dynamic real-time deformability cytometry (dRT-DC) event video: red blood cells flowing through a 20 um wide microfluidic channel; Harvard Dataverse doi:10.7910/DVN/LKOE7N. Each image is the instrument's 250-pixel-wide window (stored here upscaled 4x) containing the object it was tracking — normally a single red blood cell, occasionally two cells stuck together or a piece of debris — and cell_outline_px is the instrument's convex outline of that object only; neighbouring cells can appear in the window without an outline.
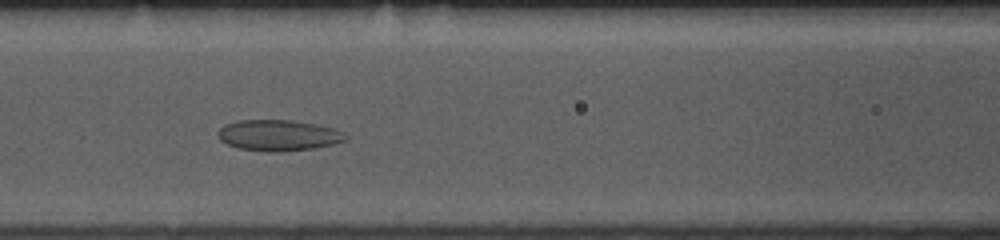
{"species": "common noctule bat (a hibernating species)", "species_latin": "Nyctalus noctula", "temperature_condition": "room temperature", "stored_images_in_passage": 47, "camera_frame_rate_fps": 3000, "um_per_image_px": 0.085, "animal": {"sex": "female", "body_mass_g": 10.0, "forearm_length_mm": 53.1}, "frame": {"image": 1, "passage_image": 17, "time_ms": 5.333, "image_size_px": [1000, 240], "cell_outline_px": [[348, 136], [344, 140], [332, 144], [316, 148], [272, 152], [240, 148], [228, 144], [220, 140], [216, 132], [224, 124], [236, 120], [292, 120], [316, 124], [332, 128], [344, 132]], "centroid_in_image_um": [23.64, 11.49], "position_along_channel_um": 143.0, "area_um2": 22.95}}
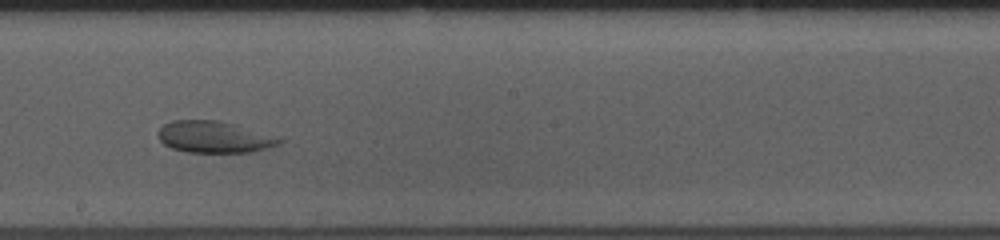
{"frame": {"image": 2, "passage_image": 24, "time_ms": 7.667, "image_size_px": [1000, 240], "cell_outline_px": [[284, 140], [280, 144], [268, 148], [248, 152], [188, 152], [172, 148], [164, 144], [160, 140], [156, 132], [164, 124], [172, 120], [216, 120], [284, 136]], "centroid_in_image_um": [18.28, 11.64], "position_along_channel_um": 229.9, "area_um2": 22.66}}
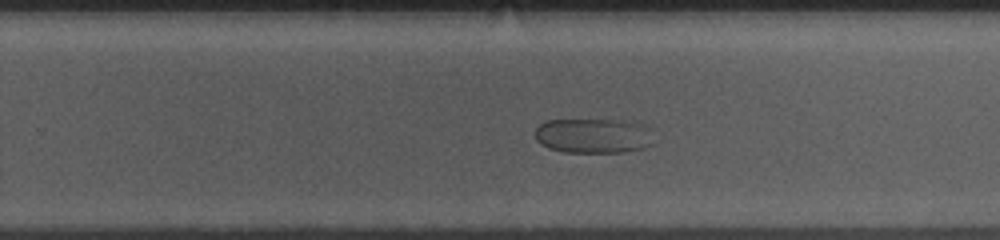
{"frame": {"image": 3, "passage_image": 28, "time_ms": 9.0, "image_size_px": [1000, 240], "cell_outline_px": [[656, 144], [644, 148], [624, 152], [564, 152], [548, 148], [540, 144], [536, 140], [536, 128], [544, 120], [624, 120], [648, 124]], "centroid_in_image_um": [50.51, 11.53], "position_along_channel_um": 279.3, "area_um2": 24.68}}